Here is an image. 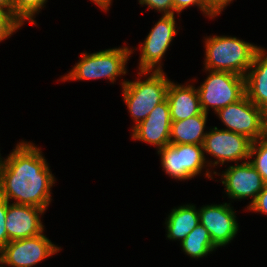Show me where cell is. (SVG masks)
<instances>
[{"label": "cell", "instance_id": "1", "mask_svg": "<svg viewBox=\"0 0 267 267\" xmlns=\"http://www.w3.org/2000/svg\"><path fill=\"white\" fill-rule=\"evenodd\" d=\"M55 182L45 158L32 143L20 142L5 159L0 171V195L15 204L47 209Z\"/></svg>", "mask_w": 267, "mask_h": 267}, {"label": "cell", "instance_id": "2", "mask_svg": "<svg viewBox=\"0 0 267 267\" xmlns=\"http://www.w3.org/2000/svg\"><path fill=\"white\" fill-rule=\"evenodd\" d=\"M205 40L206 71H227L244 77L260 48L231 36H214Z\"/></svg>", "mask_w": 267, "mask_h": 267}, {"label": "cell", "instance_id": "3", "mask_svg": "<svg viewBox=\"0 0 267 267\" xmlns=\"http://www.w3.org/2000/svg\"><path fill=\"white\" fill-rule=\"evenodd\" d=\"M145 80L122 82L123 99L127 108L136 121L135 126L144 121L150 112L167 99L170 80L162 71H151Z\"/></svg>", "mask_w": 267, "mask_h": 267}, {"label": "cell", "instance_id": "4", "mask_svg": "<svg viewBox=\"0 0 267 267\" xmlns=\"http://www.w3.org/2000/svg\"><path fill=\"white\" fill-rule=\"evenodd\" d=\"M131 53L132 49L128 47L84 53L81 61L61 79L66 81L107 78L113 83L117 76L126 74L125 65Z\"/></svg>", "mask_w": 267, "mask_h": 267}, {"label": "cell", "instance_id": "5", "mask_svg": "<svg viewBox=\"0 0 267 267\" xmlns=\"http://www.w3.org/2000/svg\"><path fill=\"white\" fill-rule=\"evenodd\" d=\"M208 71L210 75L197 88L202 112L208 114L209 106L218 112L246 94L244 76L227 71Z\"/></svg>", "mask_w": 267, "mask_h": 267}, {"label": "cell", "instance_id": "6", "mask_svg": "<svg viewBox=\"0 0 267 267\" xmlns=\"http://www.w3.org/2000/svg\"><path fill=\"white\" fill-rule=\"evenodd\" d=\"M59 251L60 248L52 244L43 233L10 241L0 251V267H3V264L12 267H32Z\"/></svg>", "mask_w": 267, "mask_h": 267}, {"label": "cell", "instance_id": "7", "mask_svg": "<svg viewBox=\"0 0 267 267\" xmlns=\"http://www.w3.org/2000/svg\"><path fill=\"white\" fill-rule=\"evenodd\" d=\"M175 22L174 14H163L157 24L151 29L143 46H140L139 76H142L141 74L149 75L154 68V71H162L160 61L173 40V36L177 34Z\"/></svg>", "mask_w": 267, "mask_h": 267}, {"label": "cell", "instance_id": "8", "mask_svg": "<svg viewBox=\"0 0 267 267\" xmlns=\"http://www.w3.org/2000/svg\"><path fill=\"white\" fill-rule=\"evenodd\" d=\"M252 140L248 137L228 130H220L217 127L207 132L203 142V150L214 156L216 161L213 165L224 164L226 161L250 159Z\"/></svg>", "mask_w": 267, "mask_h": 267}, {"label": "cell", "instance_id": "9", "mask_svg": "<svg viewBox=\"0 0 267 267\" xmlns=\"http://www.w3.org/2000/svg\"><path fill=\"white\" fill-rule=\"evenodd\" d=\"M216 113L227 126L224 130L242 134L252 141L262 138L261 108L251 102L246 94Z\"/></svg>", "mask_w": 267, "mask_h": 267}, {"label": "cell", "instance_id": "10", "mask_svg": "<svg viewBox=\"0 0 267 267\" xmlns=\"http://www.w3.org/2000/svg\"><path fill=\"white\" fill-rule=\"evenodd\" d=\"M199 211L200 223L209 232L214 246H225L237 234L238 223L230 203L207 205Z\"/></svg>", "mask_w": 267, "mask_h": 267}, {"label": "cell", "instance_id": "11", "mask_svg": "<svg viewBox=\"0 0 267 267\" xmlns=\"http://www.w3.org/2000/svg\"><path fill=\"white\" fill-rule=\"evenodd\" d=\"M222 184L227 194L232 199L252 197L250 205L256 200L257 195L263 190L262 176L249 161L228 167L222 174Z\"/></svg>", "mask_w": 267, "mask_h": 267}, {"label": "cell", "instance_id": "12", "mask_svg": "<svg viewBox=\"0 0 267 267\" xmlns=\"http://www.w3.org/2000/svg\"><path fill=\"white\" fill-rule=\"evenodd\" d=\"M171 124L170 106L166 99L154 107L144 121L132 128V138L161 149L170 144Z\"/></svg>", "mask_w": 267, "mask_h": 267}, {"label": "cell", "instance_id": "13", "mask_svg": "<svg viewBox=\"0 0 267 267\" xmlns=\"http://www.w3.org/2000/svg\"><path fill=\"white\" fill-rule=\"evenodd\" d=\"M45 209L8 202L6 230L10 241L40 235L44 226L39 218Z\"/></svg>", "mask_w": 267, "mask_h": 267}, {"label": "cell", "instance_id": "14", "mask_svg": "<svg viewBox=\"0 0 267 267\" xmlns=\"http://www.w3.org/2000/svg\"><path fill=\"white\" fill-rule=\"evenodd\" d=\"M172 121L184 120L202 113L197 89L170 81L167 92Z\"/></svg>", "mask_w": 267, "mask_h": 267}, {"label": "cell", "instance_id": "15", "mask_svg": "<svg viewBox=\"0 0 267 267\" xmlns=\"http://www.w3.org/2000/svg\"><path fill=\"white\" fill-rule=\"evenodd\" d=\"M252 69V70H251ZM245 76V91L248 99L259 108L267 104V55L259 48Z\"/></svg>", "mask_w": 267, "mask_h": 267}, {"label": "cell", "instance_id": "16", "mask_svg": "<svg viewBox=\"0 0 267 267\" xmlns=\"http://www.w3.org/2000/svg\"><path fill=\"white\" fill-rule=\"evenodd\" d=\"M207 114L202 112L193 117L172 121L170 128V144H195L203 145L207 132L204 128Z\"/></svg>", "mask_w": 267, "mask_h": 267}, {"label": "cell", "instance_id": "17", "mask_svg": "<svg viewBox=\"0 0 267 267\" xmlns=\"http://www.w3.org/2000/svg\"><path fill=\"white\" fill-rule=\"evenodd\" d=\"M165 224L167 225V238L179 239L182 243L186 236L200 224L199 211L192 204L180 206L170 212Z\"/></svg>", "mask_w": 267, "mask_h": 267}, {"label": "cell", "instance_id": "18", "mask_svg": "<svg viewBox=\"0 0 267 267\" xmlns=\"http://www.w3.org/2000/svg\"><path fill=\"white\" fill-rule=\"evenodd\" d=\"M165 172L178 180L193 178L186 170L183 159V144H168L158 149Z\"/></svg>", "mask_w": 267, "mask_h": 267}, {"label": "cell", "instance_id": "19", "mask_svg": "<svg viewBox=\"0 0 267 267\" xmlns=\"http://www.w3.org/2000/svg\"><path fill=\"white\" fill-rule=\"evenodd\" d=\"M181 246L187 255L195 259L206 256L216 249L209 232L201 223L186 236Z\"/></svg>", "mask_w": 267, "mask_h": 267}, {"label": "cell", "instance_id": "20", "mask_svg": "<svg viewBox=\"0 0 267 267\" xmlns=\"http://www.w3.org/2000/svg\"><path fill=\"white\" fill-rule=\"evenodd\" d=\"M183 159L185 170L194 178L206 163L203 145L183 144Z\"/></svg>", "mask_w": 267, "mask_h": 267}, {"label": "cell", "instance_id": "21", "mask_svg": "<svg viewBox=\"0 0 267 267\" xmlns=\"http://www.w3.org/2000/svg\"><path fill=\"white\" fill-rule=\"evenodd\" d=\"M46 2L47 0H12L13 17L21 25L25 20H30L31 24H35L33 17Z\"/></svg>", "mask_w": 267, "mask_h": 267}, {"label": "cell", "instance_id": "22", "mask_svg": "<svg viewBox=\"0 0 267 267\" xmlns=\"http://www.w3.org/2000/svg\"><path fill=\"white\" fill-rule=\"evenodd\" d=\"M255 155L254 160L249 162L262 176L264 184H267V138H260L252 142L250 158Z\"/></svg>", "mask_w": 267, "mask_h": 267}, {"label": "cell", "instance_id": "23", "mask_svg": "<svg viewBox=\"0 0 267 267\" xmlns=\"http://www.w3.org/2000/svg\"><path fill=\"white\" fill-rule=\"evenodd\" d=\"M22 25L5 9L0 8V42Z\"/></svg>", "mask_w": 267, "mask_h": 267}, {"label": "cell", "instance_id": "24", "mask_svg": "<svg viewBox=\"0 0 267 267\" xmlns=\"http://www.w3.org/2000/svg\"><path fill=\"white\" fill-rule=\"evenodd\" d=\"M8 202L0 195V251L10 242L6 230Z\"/></svg>", "mask_w": 267, "mask_h": 267}, {"label": "cell", "instance_id": "25", "mask_svg": "<svg viewBox=\"0 0 267 267\" xmlns=\"http://www.w3.org/2000/svg\"><path fill=\"white\" fill-rule=\"evenodd\" d=\"M139 3L159 12L163 11L164 15L174 14L173 0H139Z\"/></svg>", "mask_w": 267, "mask_h": 267}, {"label": "cell", "instance_id": "26", "mask_svg": "<svg viewBox=\"0 0 267 267\" xmlns=\"http://www.w3.org/2000/svg\"><path fill=\"white\" fill-rule=\"evenodd\" d=\"M196 5L200 8L205 15L209 17H214L206 8L203 0H173L174 11L180 13L184 8Z\"/></svg>", "mask_w": 267, "mask_h": 267}, {"label": "cell", "instance_id": "27", "mask_svg": "<svg viewBox=\"0 0 267 267\" xmlns=\"http://www.w3.org/2000/svg\"><path fill=\"white\" fill-rule=\"evenodd\" d=\"M247 209L267 214V184H264L263 190L257 195L256 200L248 205Z\"/></svg>", "mask_w": 267, "mask_h": 267}, {"label": "cell", "instance_id": "28", "mask_svg": "<svg viewBox=\"0 0 267 267\" xmlns=\"http://www.w3.org/2000/svg\"><path fill=\"white\" fill-rule=\"evenodd\" d=\"M205 8L213 15L217 16L224 10L225 6L233 0H203Z\"/></svg>", "mask_w": 267, "mask_h": 267}, {"label": "cell", "instance_id": "29", "mask_svg": "<svg viewBox=\"0 0 267 267\" xmlns=\"http://www.w3.org/2000/svg\"><path fill=\"white\" fill-rule=\"evenodd\" d=\"M262 138H267V104L261 108Z\"/></svg>", "mask_w": 267, "mask_h": 267}, {"label": "cell", "instance_id": "30", "mask_svg": "<svg viewBox=\"0 0 267 267\" xmlns=\"http://www.w3.org/2000/svg\"><path fill=\"white\" fill-rule=\"evenodd\" d=\"M0 8L7 10L13 16L12 0H0Z\"/></svg>", "mask_w": 267, "mask_h": 267}, {"label": "cell", "instance_id": "31", "mask_svg": "<svg viewBox=\"0 0 267 267\" xmlns=\"http://www.w3.org/2000/svg\"><path fill=\"white\" fill-rule=\"evenodd\" d=\"M95 4H97L101 9L105 11L109 9L112 0H92Z\"/></svg>", "mask_w": 267, "mask_h": 267}, {"label": "cell", "instance_id": "32", "mask_svg": "<svg viewBox=\"0 0 267 267\" xmlns=\"http://www.w3.org/2000/svg\"><path fill=\"white\" fill-rule=\"evenodd\" d=\"M1 156V155H0ZM2 158L0 157V171L2 170V168L4 167V163H5V159L1 160Z\"/></svg>", "mask_w": 267, "mask_h": 267}]
</instances>
